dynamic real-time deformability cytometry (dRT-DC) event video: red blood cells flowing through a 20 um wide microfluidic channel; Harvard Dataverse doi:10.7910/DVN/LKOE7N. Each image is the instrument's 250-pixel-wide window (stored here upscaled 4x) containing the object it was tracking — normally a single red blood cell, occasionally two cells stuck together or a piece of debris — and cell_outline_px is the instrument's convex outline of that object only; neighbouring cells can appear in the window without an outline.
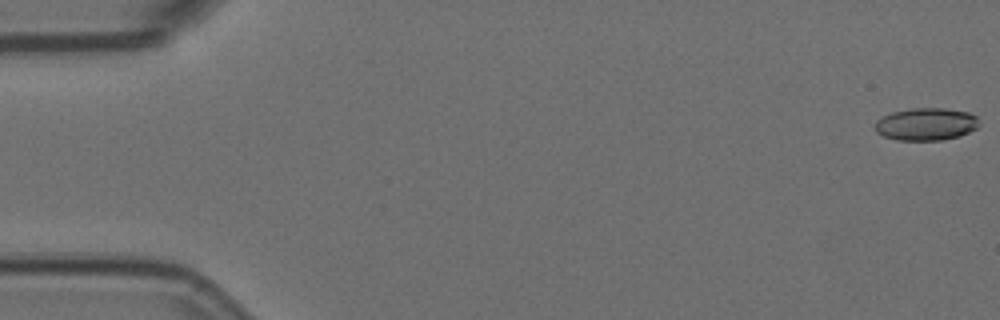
{"species": "Egyptian fruit bat (a non-hibernating species)", "species_latin": "Rousettus aegyptiacus", "temperature_condition": "room temperature", "stored_images_in_passage": 58, "camera_frame_rate_fps": 3000, "um_per_image_px": 0.085, "animal": {"sex": "female"}, "frame": {"image": 1, "passage_image": 1, "time_ms": 0.0, "image_size_px": [1000, 320], "cell_outline_px": [[980, 124], [976, 128], [960, 136], [944, 140], [896, 140], [884, 136], [876, 132], [876, 120], [892, 112], [912, 108], [944, 108], [968, 112], [976, 116]], "centroid_in_image_um": [78.73, 10.55], "position_along_channel_um": 6.3, "area_um2": 19.71}}
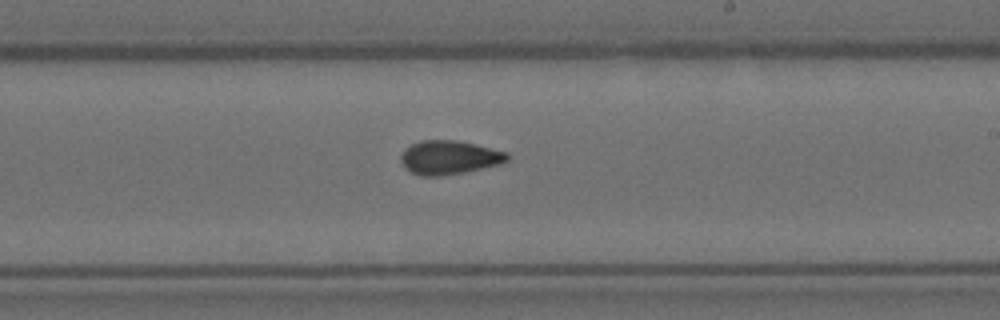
{"frame": {"image": 2, "passage_image": 34, "time_ms": 11.0, "image_size_px": [1000, 320], "cell_outline_px": [[508, 160], [500, 164], [464, 172], [440, 176], [420, 176], [404, 168], [400, 160], [400, 156], [412, 144], [420, 140], [456, 140], [476, 144], [508, 152]], "centroid_in_image_um": [38.19, 13.38], "position_along_channel_um": 250.8, "area_um2": 20.92}}
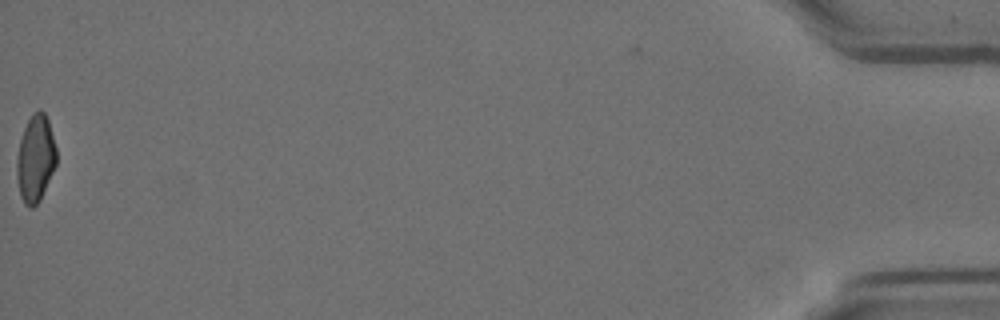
{"frame": {"image": 3, "passage_image": 58, "time_ms": 19.0, "image_size_px": [1000, 320], "cell_outline_px": [[56, 164], [40, 200], [32, 208], [28, 208], [24, 204], [20, 196], [16, 176], [16, 160], [20, 140], [24, 128], [32, 112], [40, 108], [44, 112], [48, 120], [56, 148]], "centroid_in_image_um": [3.0, 13.48], "position_along_channel_um": 432.2, "area_um2": 20.17}, "authors_computed_cell_mechanics": {"area_um2": 20.4901, "velocity_mm_per_s": 3.5609, "shape_relaxation_time_tau1_ms": null, "shape_relaxation_time_tau2_ms": 3.4647, "deformation_change_tau1": null, "deformation_change_tau2": 0.0903}}